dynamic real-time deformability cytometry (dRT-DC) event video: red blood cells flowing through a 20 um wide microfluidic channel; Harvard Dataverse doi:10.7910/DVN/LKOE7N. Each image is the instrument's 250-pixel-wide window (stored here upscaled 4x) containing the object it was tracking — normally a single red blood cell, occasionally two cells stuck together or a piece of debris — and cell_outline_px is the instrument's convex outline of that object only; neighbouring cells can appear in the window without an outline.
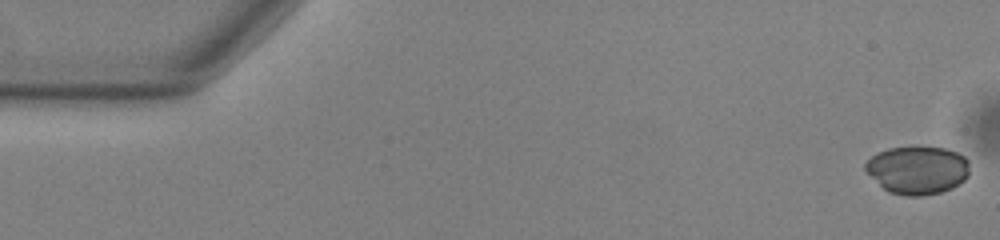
{"species": "common noctule bat (a hibernating species)", "species_latin": "Nyctalus noctula", "temperature_condition": "warm", "stored_images_in_passage": 54, "camera_frame_rate_fps": 3000, "um_per_image_px": 0.085, "animal": {"sex": "male", "body_mass_g": 13.0, "forearm_length_mm": 53.1}, "frame": {"image": 1, "passage_image": 1, "time_ms": 0.0, "image_size_px": [1000, 240], "cell_outline_px": [[968, 176], [960, 184], [952, 188], [940, 192], [920, 196], [908, 196], [888, 192], [864, 168], [864, 164], [872, 156], [888, 148], [944, 148], [956, 152], [964, 156], [968, 160]], "centroid_in_image_um": [78.01, 14.47], "position_along_channel_um": 7.0, "area_um2": 28.73}}
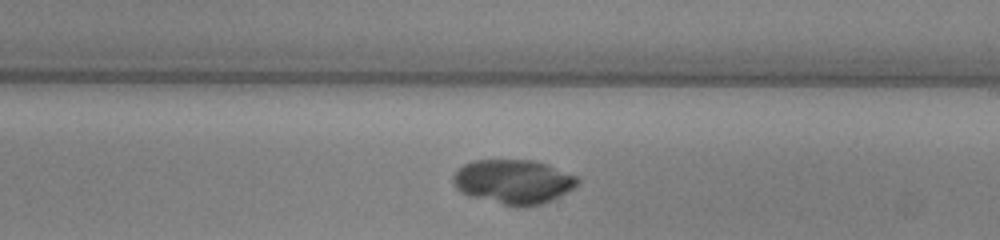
{"frame": {"image": 2, "passage_image": 31, "time_ms": 10.0, "image_size_px": [1000, 240], "cell_outline_px": [[580, 184], [576, 188], [552, 200], [540, 204], [504, 204], [468, 196], [460, 192], [452, 184], [452, 176], [464, 164], [472, 160], [536, 160], [548, 164], [576, 176], [580, 180]], "centroid_in_image_um": [43.65, 15.41], "position_along_channel_um": 245.4, "area_um2": 32.02}}
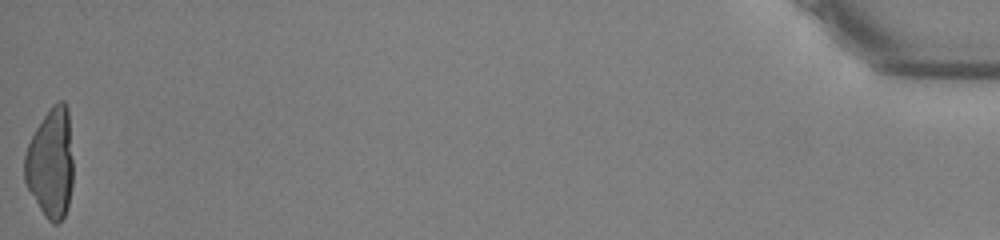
{"frame": {"image": 3, "passage_image": 54, "time_ms": 17.667, "image_size_px": [1000, 240], "cell_outline_px": [[72, 184], [68, 208], [64, 216], [56, 224], [52, 224], [44, 216], [28, 188], [24, 180], [24, 156], [28, 144], [36, 128], [52, 104], [60, 100], [64, 100], [68, 108], [72, 160]], "centroid_in_image_um": [4.31, 13.87], "position_along_channel_um": 430.9, "area_um2": 31.1}}